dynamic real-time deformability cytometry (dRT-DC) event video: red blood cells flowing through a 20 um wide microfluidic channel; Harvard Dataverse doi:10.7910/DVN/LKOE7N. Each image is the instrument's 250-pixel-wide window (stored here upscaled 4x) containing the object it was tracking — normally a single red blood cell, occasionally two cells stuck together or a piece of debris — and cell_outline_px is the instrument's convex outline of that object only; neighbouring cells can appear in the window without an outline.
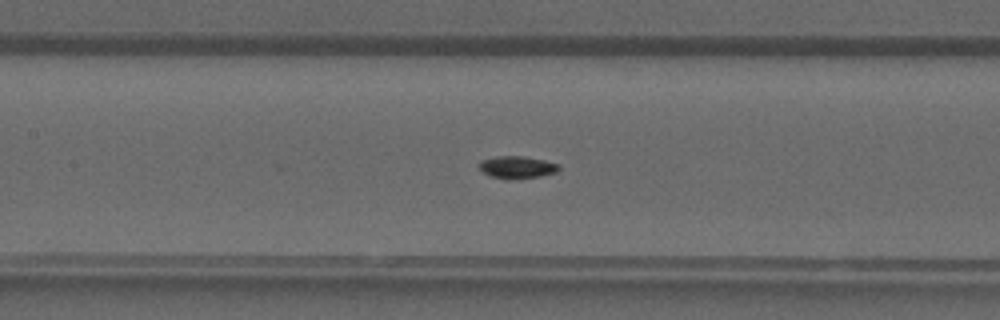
{"species": "common noctule bat (a hibernating species)", "species_latin": "Nyctalus noctula", "temperature_condition": "warm", "stored_images_in_passage": 39, "camera_frame_rate_fps": 3000, "um_per_image_px": 0.085, "animal": {"sex": "male", "forearm_length_mm": 52.5}, "frame": {"image": 1, "passage_image": 18, "time_ms": 5.667, "image_size_px": [1000, 320], "cell_outline_px": [[560, 168], [556, 172], [540, 176], [508, 180], [492, 176], [484, 172], [480, 168], [480, 160], [496, 156], [524, 156], [544, 160], [560, 164]], "centroid_in_image_um": [43.97, 14.21], "position_along_channel_um": 163.4, "area_um2": 10.35}}
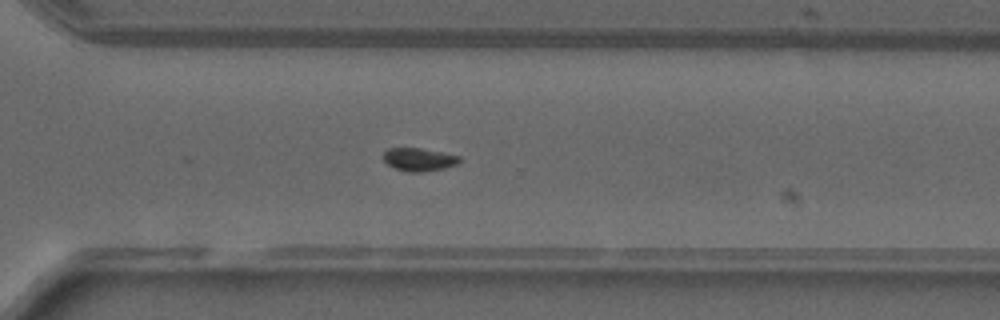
{"frame": {"image": 2, "passage_image": 28, "time_ms": 9.0, "image_size_px": [1000, 320], "cell_outline_px": [[460, 160], [456, 164], [444, 168], [424, 172], [408, 172], [396, 168], [388, 164], [380, 156], [388, 148], [420, 148], [460, 156]], "centroid_in_image_um": [35.57, 13.55], "position_along_channel_um": 335.0, "area_um2": 10.17}}
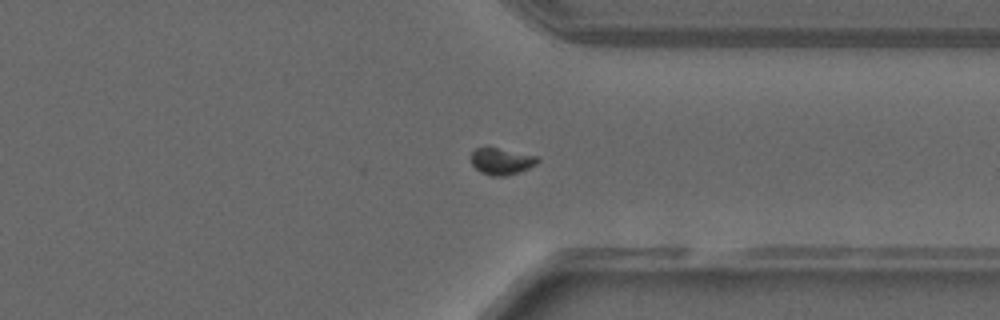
{"frame": {"image": 3, "passage_image": 30, "time_ms": 9.667, "image_size_px": [1000, 320], "cell_outline_px": [[540, 160], [536, 164], [520, 172], [504, 176], [492, 176], [480, 172], [472, 164], [468, 156], [476, 148], [488, 144], [540, 156]], "centroid_in_image_um": [42.61, 13.64], "position_along_channel_um": 368.8, "area_um2": 11.1}}